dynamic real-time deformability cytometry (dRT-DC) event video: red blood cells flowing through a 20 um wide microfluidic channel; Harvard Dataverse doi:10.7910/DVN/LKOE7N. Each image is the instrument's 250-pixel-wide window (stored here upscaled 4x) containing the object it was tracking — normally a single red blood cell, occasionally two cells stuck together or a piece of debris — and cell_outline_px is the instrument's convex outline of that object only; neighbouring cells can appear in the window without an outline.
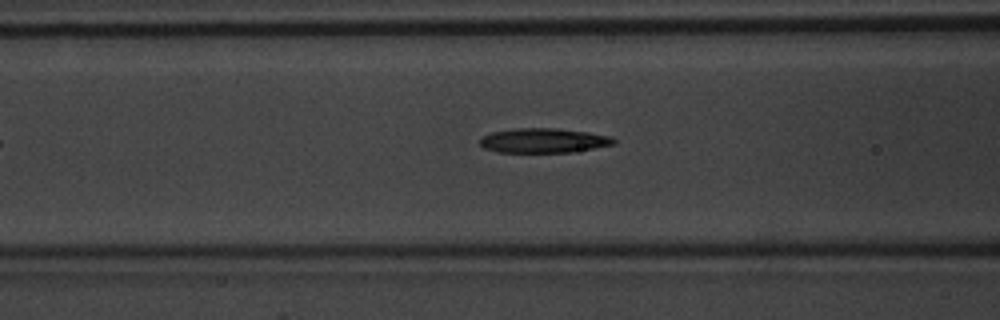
{"species": "common noctule bat (a hibernating species)", "species_latin": "Nyctalus noctula", "temperature_condition": "warm", "stored_images_in_passage": 26, "camera_frame_rate_fps": 3000, "um_per_image_px": 0.085, "animal": {"sex": "male", "body_mass_g": 20.1, "forearm_length_mm": 53.5}, "frame": {"image": 1, "passage_image": 5, "time_ms": 1.333, "image_size_px": [1000, 320], "cell_outline_px": [[608, 140], [604, 144], [580, 148], [548, 152], [524, 152], [500, 148], [484, 144], [484, 140], [508, 132], [572, 132], [596, 136]], "centroid_in_image_um": [46.2, 12.02], "position_along_channel_um": 120.4, "area_um2": 13.53}}
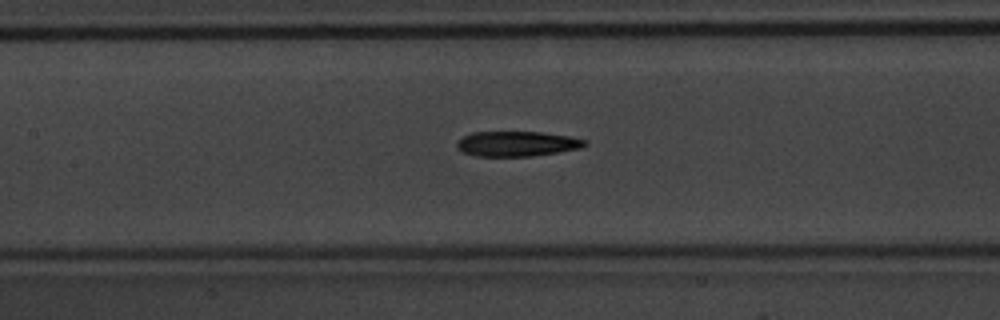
{"frame": {"image": 2, "passage_image": 8, "time_ms": 2.333, "image_size_px": [1000, 320], "cell_outline_px": [[580, 144], [564, 148], [544, 152], [480, 152], [464, 148], [460, 144], [464, 140], [472, 136], [496, 132], [520, 132], [552, 136], [576, 140]], "centroid_in_image_um": [43.87, 12.13], "position_along_channel_um": 163.5, "area_um2": 13.18}}
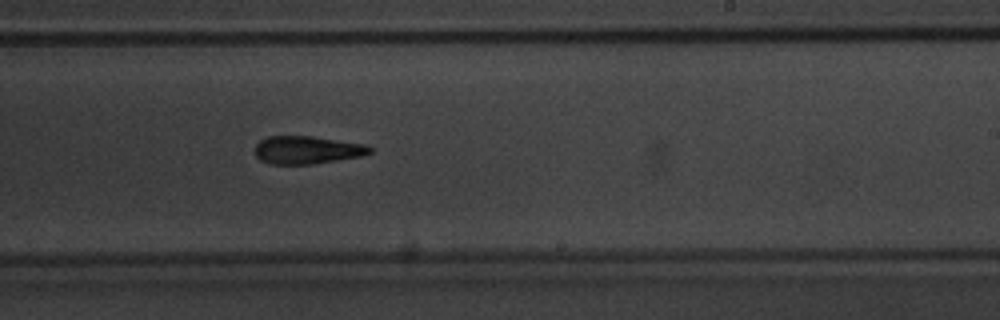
{"frame": {"image": 3, "passage_image": 15, "time_ms": 4.667, "image_size_px": [1000, 320], "cell_outline_px": [[368, 148], [364, 152], [344, 156], [320, 160], [300, 160], [260, 152], [260, 148], [268, 140], [320, 140]], "centroid_in_image_um": [26.3, 12.7], "position_along_channel_um": 262.7, "area_um2": 11.33}}